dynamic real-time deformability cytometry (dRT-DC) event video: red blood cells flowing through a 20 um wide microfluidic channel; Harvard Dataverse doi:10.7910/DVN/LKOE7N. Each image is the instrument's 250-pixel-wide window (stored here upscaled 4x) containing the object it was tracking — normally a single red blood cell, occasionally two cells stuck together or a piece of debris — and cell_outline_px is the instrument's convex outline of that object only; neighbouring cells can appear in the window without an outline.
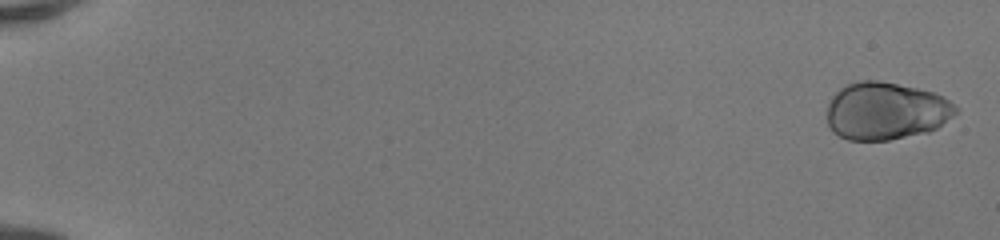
{"species": "human", "species_latin": "Homo sapiens", "temperature_condition": "room temperature", "stored_images_in_passage": 51, "camera_frame_rate_fps": 3000, "um_per_image_px": 0.085, "donor": {"sex": "female"}, "frame": {"image": 1, "passage_image": 1, "time_ms": 0.0, "image_size_px": [1000, 240], "cell_outline_px": [[956, 112], [952, 116], [936, 128], [928, 132], [888, 140], [848, 140], [832, 132], [828, 124], [828, 104], [832, 96], [844, 84], [860, 80], [880, 80], [916, 88], [932, 92], [944, 96], [956, 108]], "centroid_in_image_um": [75.26, 9.42], "position_along_channel_um": 9.7, "area_um2": 43.12}}
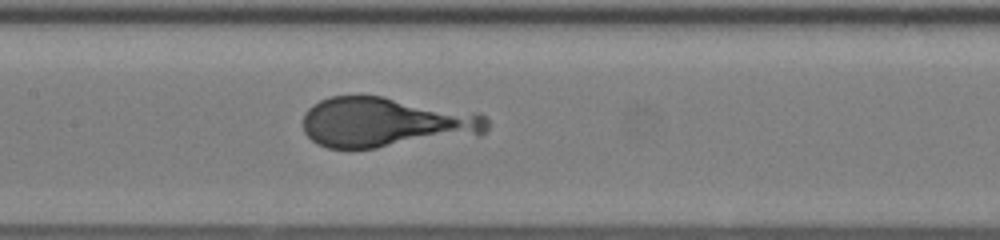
{"frame": {"image": 2, "passage_image": 27, "time_ms": 8.667, "image_size_px": [1000, 240], "cell_outline_px": [[488, 128], [480, 136], [376, 148], [328, 148], [316, 144], [304, 132], [304, 112], [312, 104], [320, 100], [332, 96], [384, 96], [480, 112], [488, 120]], "centroid_in_image_um": [32.88, 10.4], "position_along_channel_um": 174.5, "area_um2": 54.74}}
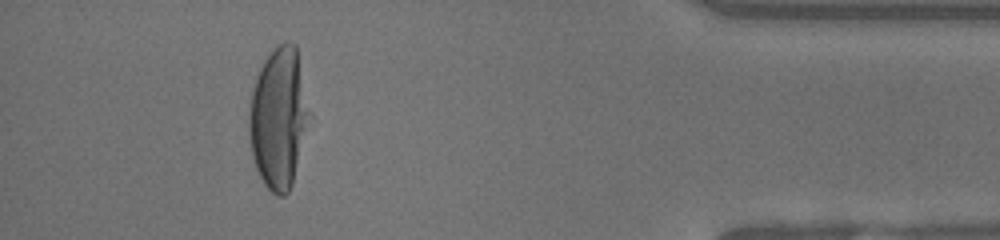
{"frame": {"image": 3, "passage_image": 47, "time_ms": 15.333, "image_size_px": [1000, 240], "cell_outline_px": [[312, 116], [292, 184], [288, 192], [284, 196], [276, 196], [264, 184], [256, 168], [252, 156], [248, 136], [248, 112], [252, 88], [260, 68], [264, 60], [284, 40], [288, 40], [296, 44], [312, 112]], "centroid_in_image_um": [23.71, 10.02], "position_along_channel_um": 411.5, "area_um2": 50.52}}